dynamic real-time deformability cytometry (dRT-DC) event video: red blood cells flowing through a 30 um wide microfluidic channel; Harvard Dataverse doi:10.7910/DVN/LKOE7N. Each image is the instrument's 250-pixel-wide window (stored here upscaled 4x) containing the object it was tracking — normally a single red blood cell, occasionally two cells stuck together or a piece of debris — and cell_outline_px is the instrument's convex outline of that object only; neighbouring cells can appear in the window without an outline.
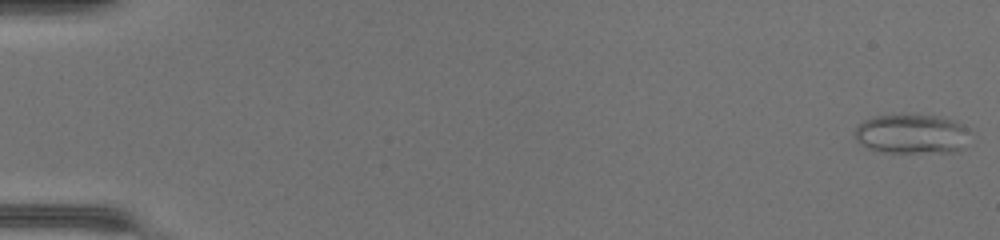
{"species": "common noctule bat (a hibernating species)", "species_latin": "Nyctalus noctula", "temperature_condition": "warm", "stored_images_in_passage": 49, "camera_frame_rate_fps": 3000, "um_per_image_px": 0.085, "animal": {"sex": "female", "body_mass_g": 17.0, "forearm_length_mm": 48.0}, "frame": {"image": 1, "passage_image": 1, "time_ms": 0.0, "image_size_px": [1000, 240], "cell_outline_px": [[964, 128], [960, 148], [956, 152], [884, 152], [868, 148], [856, 140], [856, 128], [864, 120], [872, 116], [900, 112], [940, 116], [952, 120], [960, 124]], "centroid_in_image_um": [77.36, 11.33], "position_along_channel_um": 7.6, "area_um2": 26.3}}
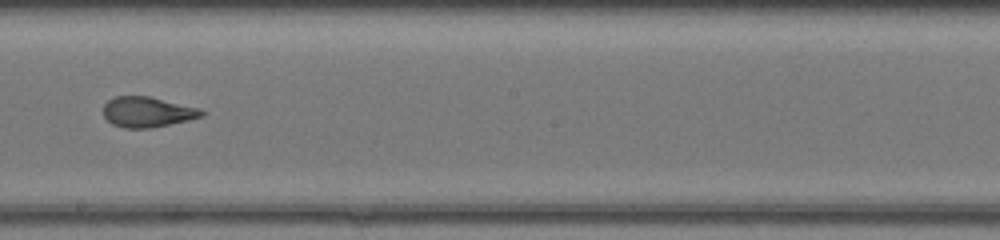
{"frame": {"image": 2, "passage_image": 29, "time_ms": 9.333, "image_size_px": [1000, 240], "cell_outline_px": [[204, 116], [188, 120], [148, 128], [124, 128], [112, 124], [104, 116], [104, 104], [108, 100], [116, 96], [148, 96], [200, 108], [204, 112]], "centroid_in_image_um": [12.52, 9.51], "position_along_channel_um": 235.7, "area_um2": 17.22}}
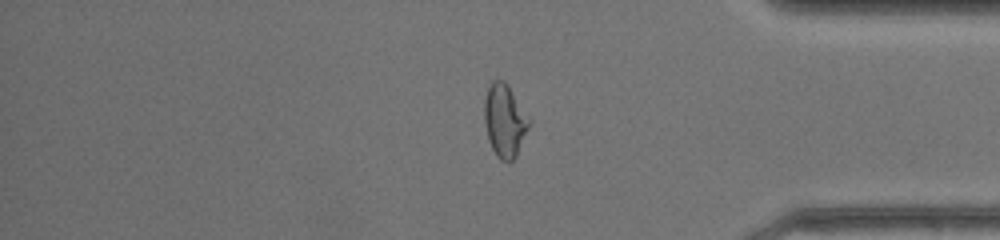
{"frame": {"image": 3, "passage_image": 41, "time_ms": 13.333, "image_size_px": [1000, 240], "cell_outline_px": [[528, 128], [516, 156], [512, 160], [500, 160], [496, 156], [488, 140], [484, 120], [484, 100], [488, 88], [492, 80], [504, 80], [508, 84], [528, 120]], "centroid_in_image_um": [42.84, 10.25], "position_along_channel_um": 392.4, "area_um2": 18.44}, "authors_computed_cell_mechanics": {"area_um2": 19.4786, "velocity_mm_per_s": 4.3677, "shape_relaxation_time_tau1_ms": null, "shape_relaxation_time_tau2_ms": 1.0393, "deformation_change_tau1": null, "deformation_change_tau2": 0.0762}}